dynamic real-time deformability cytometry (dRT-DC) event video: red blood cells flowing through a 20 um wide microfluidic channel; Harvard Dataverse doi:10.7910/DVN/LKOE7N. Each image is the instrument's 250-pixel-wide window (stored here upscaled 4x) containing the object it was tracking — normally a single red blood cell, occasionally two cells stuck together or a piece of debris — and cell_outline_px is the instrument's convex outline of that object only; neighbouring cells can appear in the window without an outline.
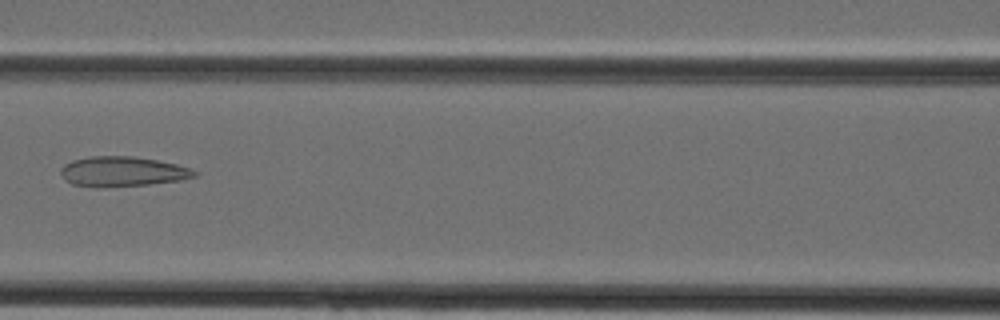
{"species": "Egyptian fruit bat (a non-hibernating species)", "species_latin": "Rousettus aegyptiacus", "temperature_condition": "cold", "stored_images_in_passage": 38, "camera_frame_rate_fps": 3000, "um_per_image_px": 0.085, "animal": {"sex": "female"}, "frame": {"image": 1, "passage_image": 17, "time_ms": 5.333, "image_size_px": [1000, 320], "cell_outline_px": [[200, 172], [196, 176], [180, 180], [148, 184], [104, 188], [96, 188], [72, 184], [64, 180], [60, 172], [60, 168], [64, 164], [72, 160], [92, 156], [132, 156], [156, 160], [176, 164]], "centroid_in_image_um": [10.36, 14.59], "position_along_channel_um": 156.2, "area_um2": 23.52}}
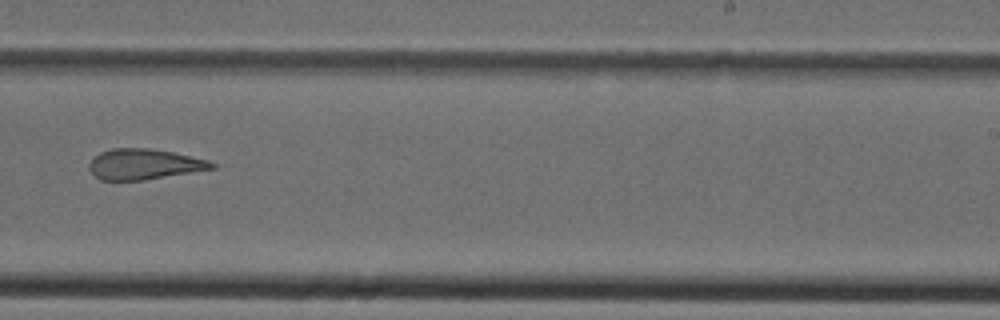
{"frame": {"image": 2, "passage_image": 24, "time_ms": 7.667, "image_size_px": [1000, 320], "cell_outline_px": [[216, 168], [144, 180], [100, 180], [88, 168], [88, 164], [100, 152], [112, 148], [144, 148], [172, 152], [208, 160], [216, 164]], "centroid_in_image_um": [12.24, 13.96], "position_along_channel_um": 276.8, "area_um2": 21.62}}
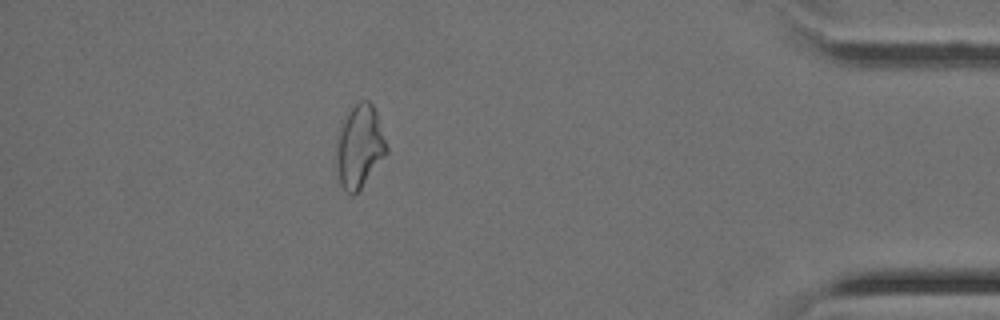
{"frame": {"image": 3, "passage_image": 34, "time_ms": 11.0, "image_size_px": [1000, 320], "cell_outline_px": [[388, 152], [360, 188], [352, 196], [340, 184], [336, 168], [336, 136], [344, 120], [352, 108], [360, 100], [368, 100], [372, 104], [376, 112], [388, 148]], "centroid_in_image_um": [30.54, 12.45], "position_along_channel_um": 404.7, "area_um2": 23.93}}